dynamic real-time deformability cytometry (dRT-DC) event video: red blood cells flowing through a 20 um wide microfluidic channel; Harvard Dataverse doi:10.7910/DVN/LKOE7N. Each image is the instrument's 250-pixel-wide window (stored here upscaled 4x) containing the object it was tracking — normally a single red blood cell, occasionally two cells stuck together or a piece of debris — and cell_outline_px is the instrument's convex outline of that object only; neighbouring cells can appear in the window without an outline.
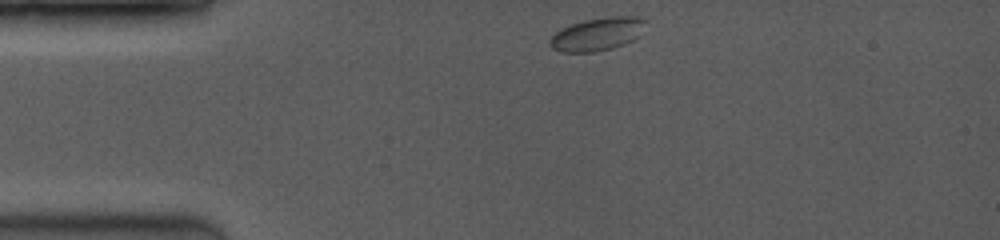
{"species": "common noctule bat (a hibernating species)", "species_latin": "Nyctalus noctula", "temperature_condition": "room temperature", "stored_images_in_passage": 55, "camera_frame_rate_fps": 3500, "um_per_image_px": 0.085, "animal": {"sex": "female", "body_mass_g": 19.0, "forearm_length_mm": 53.3}, "frame": {"image": 1, "passage_image": 1, "time_ms": 0.0, "image_size_px": [1000, 240], "cell_outline_px": [[648, 20], [636, 36], [632, 40], [624, 44], [612, 48], [592, 52], [564, 52], [552, 48], [548, 44], [548, 40], [556, 32], [572, 24], [584, 20], [612, 16], [636, 16]], "centroid_in_image_um": [50.76, 2.9], "position_along_channel_um": 34.2, "area_um2": 18.15}}
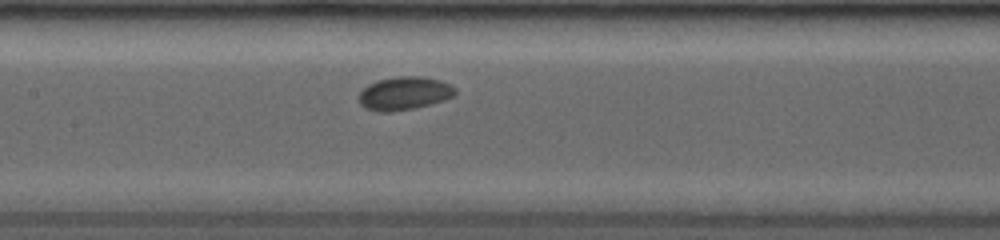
{"frame": {"image": 2, "passage_image": 19, "time_ms": 4.571, "image_size_px": [1000, 240], "cell_outline_px": [[456, 96], [432, 104], [416, 108], [388, 112], [380, 112], [364, 108], [360, 104], [360, 92], [368, 84], [380, 80], [396, 76], [420, 76], [440, 80], [456, 88]], "centroid_in_image_um": [34.39, 7.94], "position_along_channel_um": 173.0, "area_um2": 18.73}}
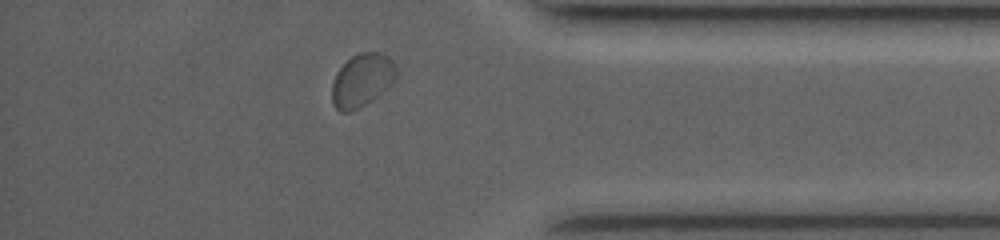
{"frame": {"image": 3, "passage_image": 43, "time_ms": 10.571, "image_size_px": [1000, 240], "cell_outline_px": [[400, 76], [388, 88], [372, 100], [360, 108], [348, 112], [340, 112], [332, 104], [332, 84], [336, 72], [352, 56], [360, 52], [380, 52], [388, 56], [392, 60]], "centroid_in_image_um": [30.8, 6.82], "position_along_channel_um": 404.4, "area_um2": 20.23}}